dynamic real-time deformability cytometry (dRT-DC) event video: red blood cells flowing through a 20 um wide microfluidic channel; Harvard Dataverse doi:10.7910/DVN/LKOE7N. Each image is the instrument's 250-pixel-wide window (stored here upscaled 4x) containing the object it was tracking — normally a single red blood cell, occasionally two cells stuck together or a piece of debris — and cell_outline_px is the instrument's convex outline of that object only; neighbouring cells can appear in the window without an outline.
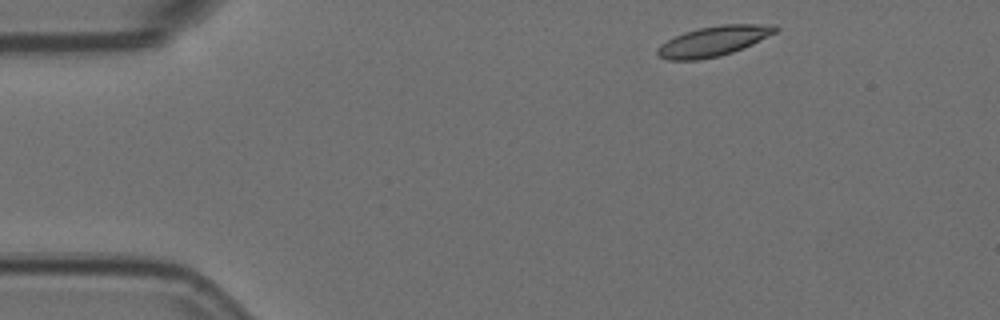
{"species": "Egyptian fruit bat (a non-hibernating species)", "species_latin": "Rousettus aegyptiacus", "temperature_condition": "room temperature", "stored_images_in_passage": 4, "camera_frame_rate_fps": 3000, "um_per_image_px": 0.085, "animal": {"sex": "female"}, "frame": {"image": 1, "passage_image": 1, "time_ms": 0.0, "image_size_px": [1000, 320], "cell_outline_px": [[780, 28], [776, 32], [752, 44], [732, 52], [720, 56], [700, 60], [668, 60], [660, 56], [656, 52], [656, 48], [660, 44], [684, 32], [700, 28], [720, 24], [776, 24]], "centroid_in_image_um": [60.66, 3.49], "position_along_channel_um": 24.3, "area_um2": 20.63}}
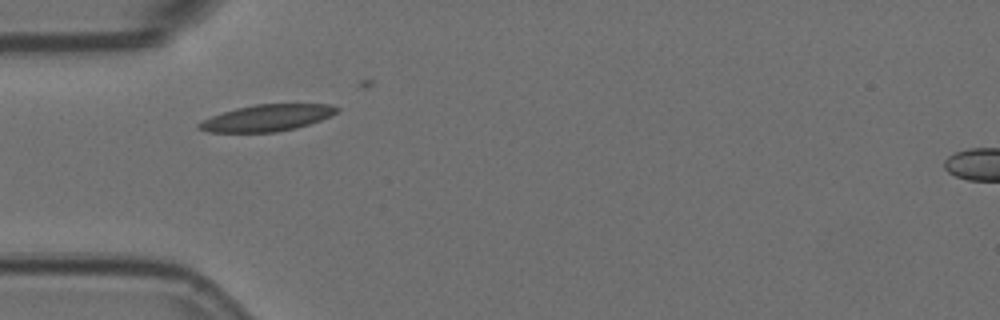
{"frame": {"image": 2, "passage_image": 3, "time_ms": 0.667, "image_size_px": [1000, 320], "cell_outline_px": [[340, 108], [332, 116], [296, 128], [276, 132], [208, 132], [196, 128], [196, 124], [212, 116], [236, 108], [256, 104], [332, 104]], "centroid_in_image_um": [22.7, 10.02], "position_along_channel_um": 62.3, "area_um2": 21.27}}